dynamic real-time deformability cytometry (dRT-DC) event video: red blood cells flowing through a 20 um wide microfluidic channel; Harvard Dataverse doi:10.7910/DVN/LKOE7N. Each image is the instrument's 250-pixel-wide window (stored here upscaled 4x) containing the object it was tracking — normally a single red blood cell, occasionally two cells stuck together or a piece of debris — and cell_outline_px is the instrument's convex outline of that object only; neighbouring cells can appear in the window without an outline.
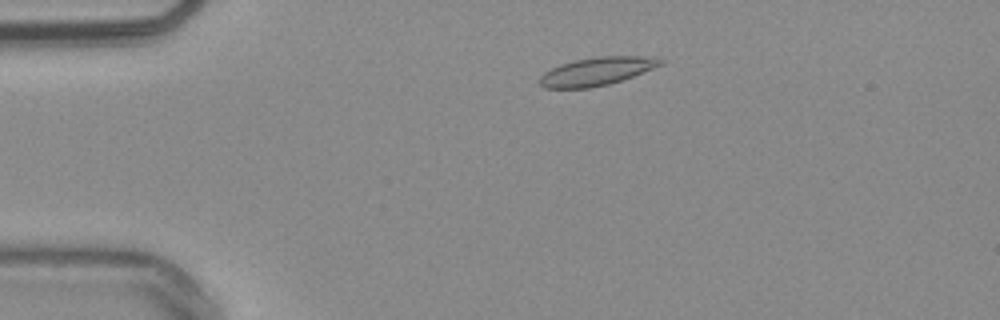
{"species": "common noctule bat (a hibernating species)", "species_latin": "Nyctalus noctula", "temperature_condition": "warm", "stored_images_in_passage": 50, "camera_frame_rate_fps": 3000, "um_per_image_px": 0.085, "animal": {"sex": "male", "body_mass_g": 20.4}, "frame": {"image": 1, "passage_image": 8, "time_ms": 2.333, "image_size_px": [1000, 320], "cell_outline_px": [[664, 64], [632, 76], [608, 84], [588, 88], [544, 88], [540, 84], [540, 76], [544, 72], [560, 64], [576, 60], [596, 56], [656, 56], [664, 60]], "centroid_in_image_um": [50.75, 6.05], "position_along_channel_um": 34.3, "area_um2": 19.77}}
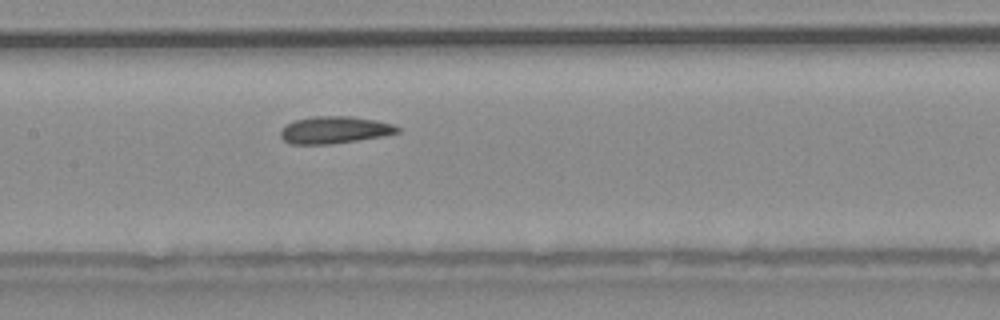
{"frame": {"image": 2, "passage_image": 23, "time_ms": 7.333, "image_size_px": [1000, 320], "cell_outline_px": [[400, 132], [380, 136], [356, 140], [328, 144], [292, 144], [284, 140], [280, 136], [280, 132], [288, 124], [296, 120], [316, 116], [352, 116], [376, 120], [392, 124], [400, 128]], "centroid_in_image_um": [28.45, 11.04], "position_along_channel_um": 179.0, "area_um2": 18.15}}
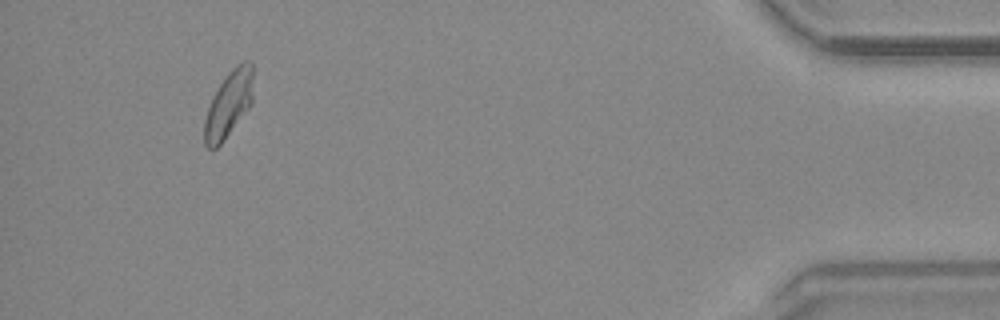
{"frame": {"image": 3, "passage_image": 47, "time_ms": 15.333, "image_size_px": [1000, 320], "cell_outline_px": [[252, 104], [220, 144], [216, 148], [208, 148], [204, 144], [204, 120], [212, 96], [228, 72], [236, 64], [244, 60], [252, 60]], "centroid_in_image_um": [19.44, 8.82], "position_along_channel_um": 415.8, "area_um2": 18.73}, "authors_computed_cell_mechanics": {"area_um2": 18.6983, "velocity_mm_per_s": 3.7894, "shape_relaxation_time_tau1_ms": 11.2575, "shape_relaxation_time_tau2_ms": 2.697, "deformation_change_tau1": 0.1935, "deformation_change_tau2": 0.0803}}